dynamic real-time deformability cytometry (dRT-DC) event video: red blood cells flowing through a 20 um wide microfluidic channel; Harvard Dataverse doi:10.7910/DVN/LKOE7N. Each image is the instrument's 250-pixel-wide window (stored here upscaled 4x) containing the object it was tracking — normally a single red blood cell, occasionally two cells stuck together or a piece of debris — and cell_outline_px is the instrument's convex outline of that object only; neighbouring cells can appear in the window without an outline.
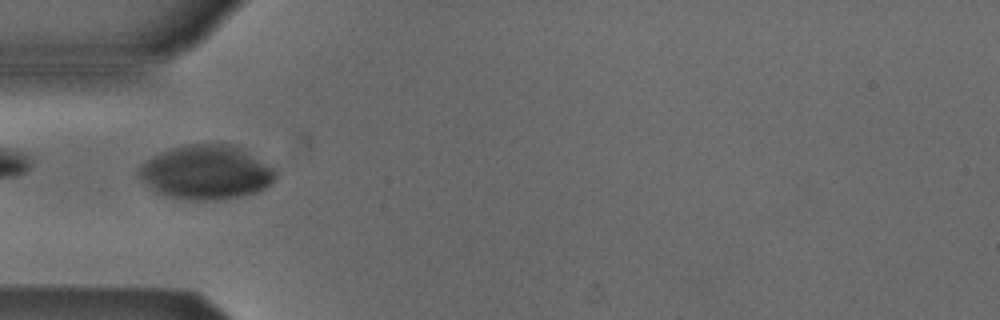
{"species": "Egyptian fruit bat (a non-hibernating species)", "species_latin": "Rousettus aegyptiacus", "temperature_condition": "cold", "stored_images_in_passage": 2, "camera_frame_rate_fps": 3000, "um_per_image_px": 0.085, "animal": {"sex": "male"}, "frame": {"image": 1, "passage_image": 2, "time_ms": 0.333, "image_size_px": [1000, 320], "cell_outline_px": [[276, 176], [264, 188], [256, 192], [240, 196], [216, 200], [188, 200], [164, 196], [156, 192], [140, 180], [136, 172], [144, 160], [160, 152], [184, 144], [228, 144], [240, 148], [272, 168], [276, 172]], "centroid_in_image_um": [17.42, 14.66], "position_along_channel_um": 67.6, "area_um2": 42.95}}